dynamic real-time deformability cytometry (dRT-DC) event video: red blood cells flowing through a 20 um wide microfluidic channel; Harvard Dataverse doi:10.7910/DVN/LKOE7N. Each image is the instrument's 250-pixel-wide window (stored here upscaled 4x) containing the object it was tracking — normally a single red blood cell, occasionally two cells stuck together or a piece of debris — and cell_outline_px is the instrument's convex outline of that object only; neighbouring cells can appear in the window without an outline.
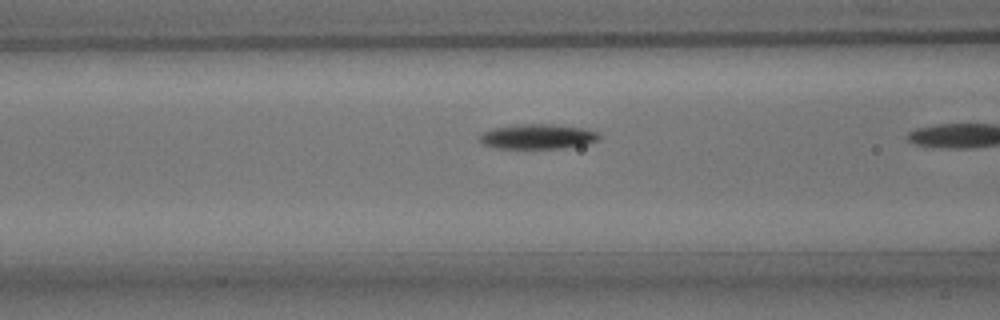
{"species": "common noctule bat (a hibernating species)", "species_latin": "Nyctalus noctula", "temperature_condition": "room temperature", "stored_images_in_passage": 10, "camera_frame_rate_fps": 3000, "um_per_image_px": 0.085, "animal": {"sex": "male", "body_mass_g": 15.6}, "frame": {"image": 1, "passage_image": 9, "time_ms": 2.667, "image_size_px": [1000, 320], "cell_outline_px": [[600, 136], [596, 140], [584, 144], [564, 148], [496, 148], [480, 144], [476, 140], [480, 132], [492, 128], [524, 124], [548, 124], [580, 128], [596, 132]], "centroid_in_image_um": [45.55, 11.61], "position_along_channel_um": 121.0, "area_um2": 17.22}}